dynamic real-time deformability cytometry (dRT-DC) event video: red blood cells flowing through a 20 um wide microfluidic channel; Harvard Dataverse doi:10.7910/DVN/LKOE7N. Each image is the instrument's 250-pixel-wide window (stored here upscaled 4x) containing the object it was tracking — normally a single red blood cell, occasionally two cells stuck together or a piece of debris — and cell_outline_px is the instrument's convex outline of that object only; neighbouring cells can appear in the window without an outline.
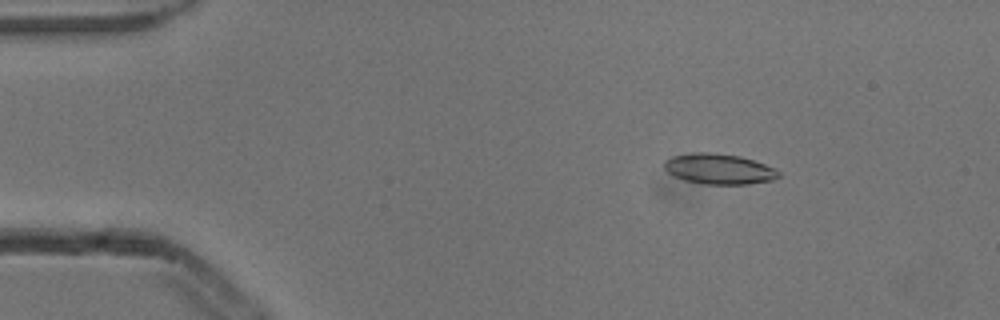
{"species": "common noctule bat (a hibernating species)", "species_latin": "Nyctalus noctula", "temperature_condition": "cold", "stored_images_in_passage": 5, "camera_frame_rate_fps": 3000, "um_per_image_px": 0.085, "animal": {"sex": "male", "body_mass_g": 13.3}, "frame": {"image": 1, "passage_image": 3, "time_ms": 0.667, "image_size_px": [1000, 320], "cell_outline_px": [[780, 176], [776, 180], [748, 184], [704, 184], [684, 180], [672, 176], [664, 168], [664, 160], [672, 156], [696, 152], [708, 152], [740, 156], [764, 164], [780, 172]], "centroid_in_image_um": [61.1, 14.37], "position_along_channel_um": 23.9, "area_um2": 20.35}}